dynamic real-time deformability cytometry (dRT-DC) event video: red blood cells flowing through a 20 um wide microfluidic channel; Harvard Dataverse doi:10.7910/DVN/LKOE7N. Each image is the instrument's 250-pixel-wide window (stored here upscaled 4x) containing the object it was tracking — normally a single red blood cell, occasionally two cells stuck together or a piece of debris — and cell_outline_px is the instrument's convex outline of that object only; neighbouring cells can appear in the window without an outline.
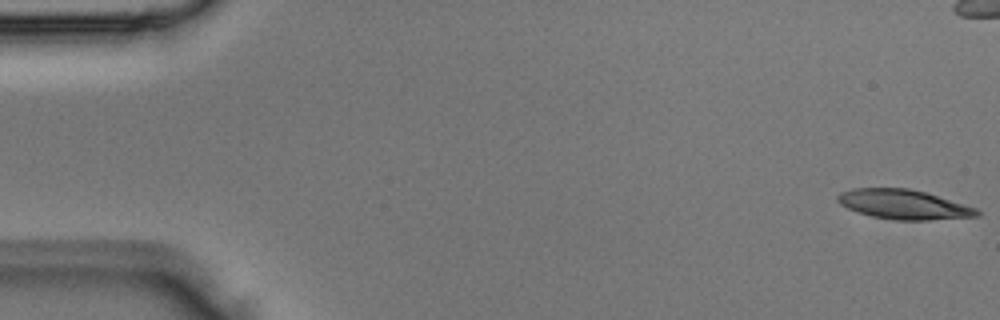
{"species": "Egyptian fruit bat (a non-hibernating species)", "species_latin": "Rousettus aegyptiacus", "temperature_condition": "room temperature", "stored_images_in_passage": 5, "camera_frame_rate_fps": 3000, "um_per_image_px": 0.085, "animal": {"sex": "male"}, "frame": {"image": 1, "passage_image": 1, "time_ms": 0.0, "image_size_px": [1000, 320], "cell_outline_px": [[980, 216], [928, 220], [892, 220], [872, 216], [856, 212], [840, 204], [836, 200], [836, 196], [840, 192], [852, 188], [908, 188], [924, 192], [976, 208], [980, 212]], "centroid_in_image_um": [76.75, 17.38], "position_along_channel_um": 8.2, "area_um2": 23.93}}